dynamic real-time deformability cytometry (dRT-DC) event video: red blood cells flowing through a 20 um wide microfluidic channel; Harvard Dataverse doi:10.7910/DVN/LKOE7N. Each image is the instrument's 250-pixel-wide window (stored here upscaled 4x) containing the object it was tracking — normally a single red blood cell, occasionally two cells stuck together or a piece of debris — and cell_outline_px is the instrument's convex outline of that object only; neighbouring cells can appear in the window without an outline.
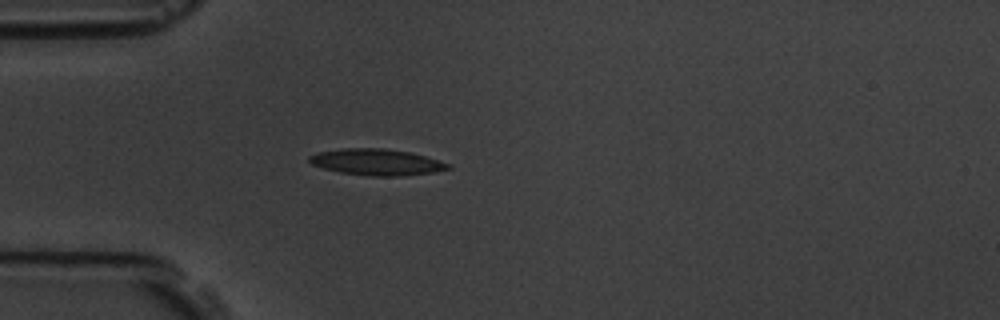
{"species": "common noctule bat (a hibernating species)", "species_latin": "Nyctalus noctula", "temperature_condition": "room temperature", "stored_images_in_passage": 5, "camera_frame_rate_fps": 3000, "um_per_image_px": 0.085, "animal": {"sex": "male", "body_mass_g": 19.5, "forearm_length_mm": 54.6}, "frame": {"image": 1, "passage_image": 5, "time_ms": 5.0, "image_size_px": [1000, 320], "cell_outline_px": [[452, 168], [432, 172], [404, 176], [372, 176], [340, 172], [324, 168], [312, 164], [308, 160], [308, 156], [316, 152], [344, 148], [384, 148], [408, 152], [424, 156], [452, 164]], "centroid_in_image_um": [32.01, 13.77], "position_along_channel_um": 53.0, "area_um2": 21.21}}